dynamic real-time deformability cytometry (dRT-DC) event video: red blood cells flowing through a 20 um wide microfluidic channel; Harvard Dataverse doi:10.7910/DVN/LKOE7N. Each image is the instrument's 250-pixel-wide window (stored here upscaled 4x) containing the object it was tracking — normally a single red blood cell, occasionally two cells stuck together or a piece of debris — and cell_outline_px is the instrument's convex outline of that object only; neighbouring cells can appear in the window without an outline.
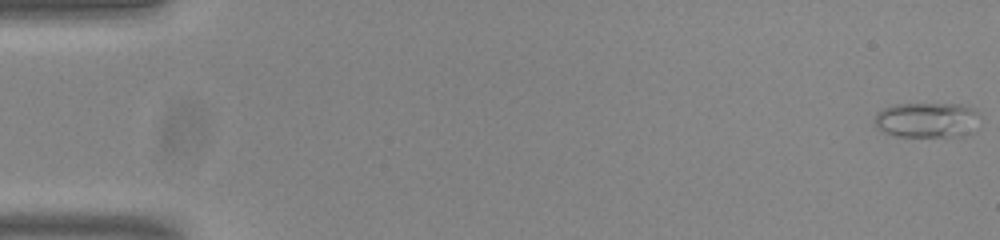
{"species": "common noctule bat (a hibernating species)", "species_latin": "Nyctalus noctula", "temperature_condition": "room temperature", "stored_images_in_passage": 54, "camera_frame_rate_fps": 3000, "um_per_image_px": 0.085, "animal": {"sex": "male", "body_mass_g": 20.0, "forearm_length_mm": 53.3}, "frame": {"image": 1, "passage_image": 1, "time_ms": 0.0, "image_size_px": [1000, 240], "cell_outline_px": [[976, 112], [972, 132], [960, 136], [896, 136], [884, 132], [876, 128], [876, 112], [884, 108], [896, 104], [960, 104], [972, 108]], "centroid_in_image_um": [78.72, 10.2], "position_along_channel_um": 6.3, "area_um2": 21.15}}
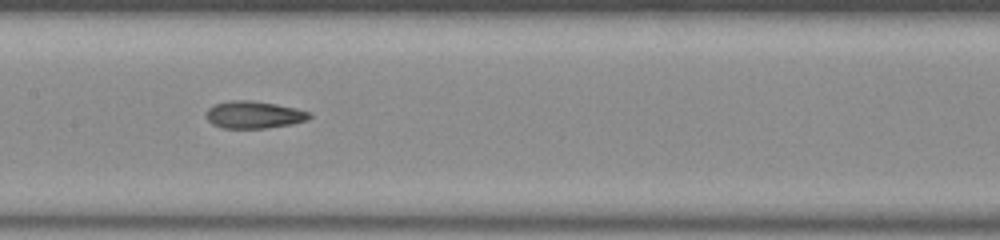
{"frame": {"image": 2, "passage_image": 27, "time_ms": 8.667, "image_size_px": [1000, 240], "cell_outline_px": [[312, 116], [308, 120], [292, 124], [264, 128], [220, 128], [212, 124], [208, 120], [208, 108], [216, 104], [228, 100], [252, 100], [276, 104], [296, 108], [312, 112]], "centroid_in_image_um": [21.62, 9.75], "position_along_channel_um": 185.8, "area_um2": 16.47}}
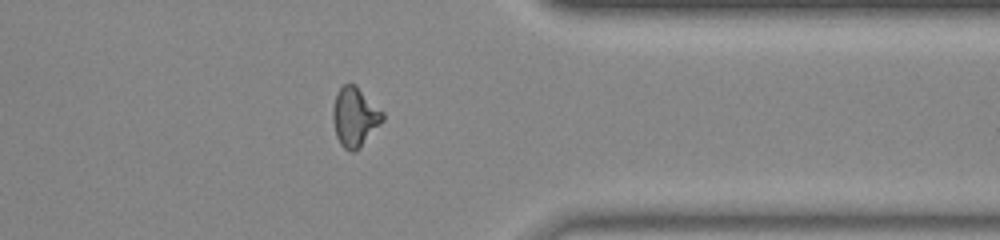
{"frame": {"image": 3, "passage_image": 43, "time_ms": 14.0, "image_size_px": [1000, 240], "cell_outline_px": [[384, 120], [352, 152], [344, 148], [340, 144], [336, 136], [332, 120], [332, 108], [336, 92], [344, 84], [356, 84], [384, 112]], "centroid_in_image_um": [30.13, 9.87], "position_along_channel_um": 381.3, "area_um2": 16.99}, "authors_computed_cell_mechanics": {"area_um2": 16.473, "velocity_mm_per_s": 3.8425, "shape_relaxation_time_tau1_ms": null, "shape_relaxation_time_tau2_ms": 2.1275, "deformation_change_tau1": null, "deformation_change_tau2": 0.0999}}